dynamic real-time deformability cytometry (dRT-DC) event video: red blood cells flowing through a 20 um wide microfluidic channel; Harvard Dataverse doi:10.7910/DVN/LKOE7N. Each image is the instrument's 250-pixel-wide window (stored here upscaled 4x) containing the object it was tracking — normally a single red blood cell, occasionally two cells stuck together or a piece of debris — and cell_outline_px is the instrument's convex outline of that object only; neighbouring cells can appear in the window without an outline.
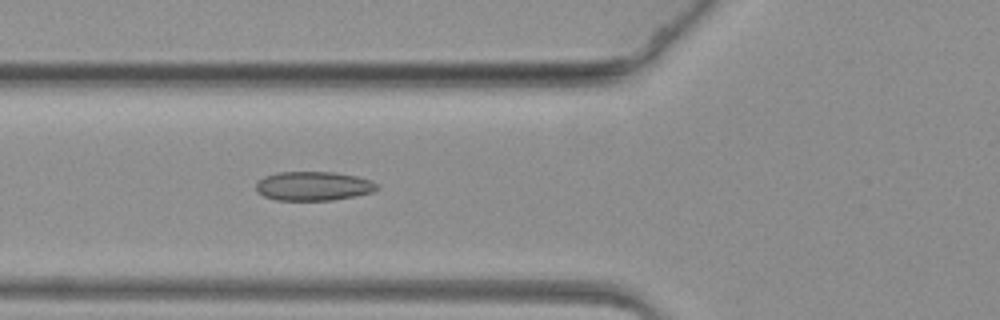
{"species": "common noctule bat (a hibernating species)", "species_latin": "Nyctalus noctula", "temperature_condition": "warm", "stored_images_in_passage": 38, "camera_frame_rate_fps": 3000, "um_per_image_px": 0.085, "animal": {"sex": "female", "body_mass_g": 19.3, "forearm_length_mm": 54.1}, "frame": {"image": 1, "passage_image": 8, "time_ms": 2.333, "image_size_px": [1000, 320], "cell_outline_px": [[380, 188], [372, 192], [356, 196], [332, 200], [276, 200], [264, 196], [256, 192], [256, 184], [264, 176], [276, 172], [332, 172], [356, 176], [372, 180]], "centroid_in_image_um": [26.64, 15.81], "position_along_channel_um": 99.2, "area_um2": 20.58}}
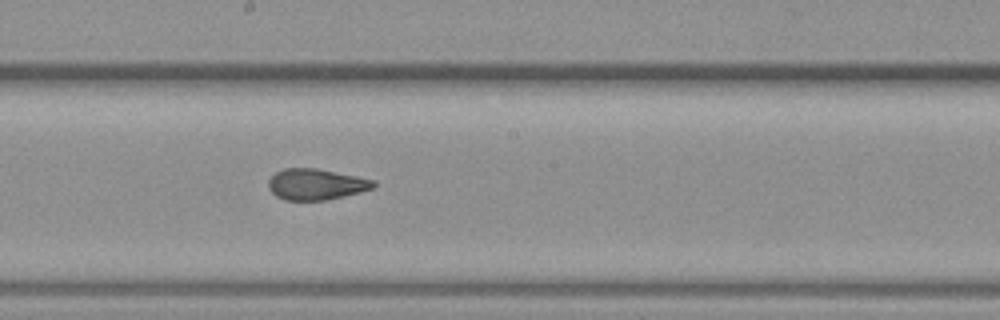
{"frame": {"image": 2, "passage_image": 19, "time_ms": 6.0, "image_size_px": [1000, 320], "cell_outline_px": [[376, 184], [372, 188], [360, 192], [344, 196], [324, 200], [284, 200], [276, 196], [268, 188], [268, 180], [276, 172], [284, 168], [316, 168], [376, 180]], "centroid_in_image_um": [26.85, 15.66], "position_along_channel_um": 221.4, "area_um2": 18.96}}
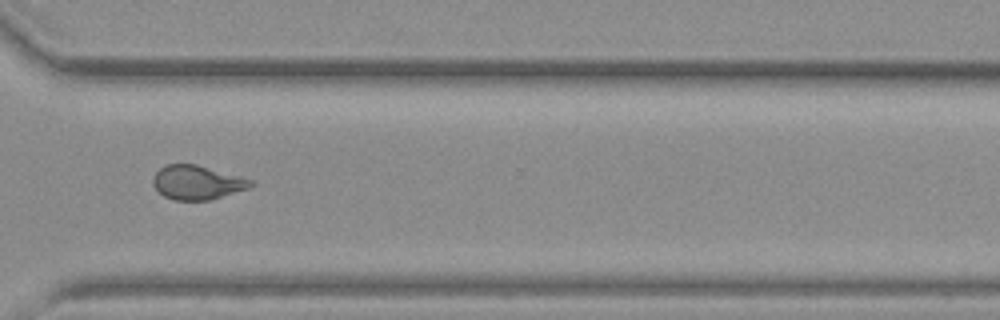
{"frame": {"image": 3, "passage_image": 31, "time_ms": 10.0, "image_size_px": [1000, 320], "cell_outline_px": [[256, 184], [248, 188], [212, 200], [172, 200], [164, 196], [152, 184], [152, 176], [160, 168], [168, 164], [196, 164], [240, 176], [252, 180]], "centroid_in_image_um": [16.75, 15.51], "position_along_channel_um": 353.8, "area_um2": 19.48}}